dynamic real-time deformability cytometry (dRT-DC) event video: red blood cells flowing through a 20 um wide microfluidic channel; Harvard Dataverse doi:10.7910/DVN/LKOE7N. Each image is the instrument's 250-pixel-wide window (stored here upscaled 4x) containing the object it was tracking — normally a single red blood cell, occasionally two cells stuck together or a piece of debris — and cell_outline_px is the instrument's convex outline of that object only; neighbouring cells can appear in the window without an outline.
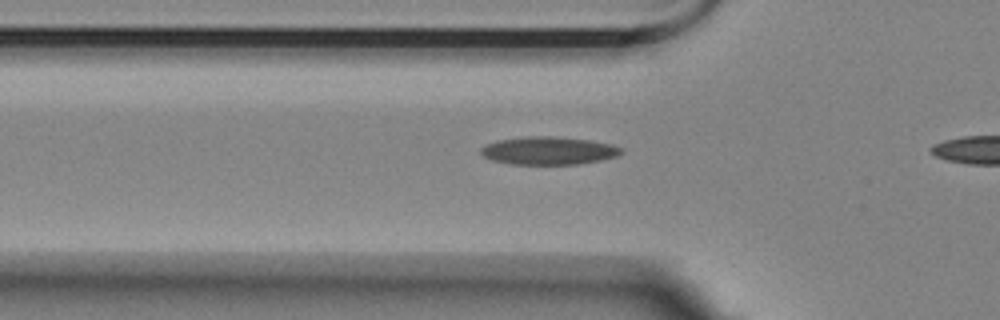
{"species": "Egyptian fruit bat (a non-hibernating species)", "species_latin": "Rousettus aegyptiacus", "temperature_condition": "room temperature", "stored_images_in_passage": 5, "camera_frame_rate_fps": 3000, "um_per_image_px": 0.085, "animal": {"sex": "female"}, "frame": {"image": 1, "passage_image": 3, "time_ms": 0.667, "image_size_px": [1000, 320], "cell_outline_px": [[624, 152], [616, 156], [600, 160], [576, 164], [512, 164], [492, 160], [484, 156], [480, 152], [480, 148], [488, 144], [500, 140], [524, 136], [552, 136], [588, 140], [612, 144], [624, 148]], "centroid_in_image_um": [46.65, 12.8], "position_along_channel_um": 79.1, "area_um2": 22.72}}